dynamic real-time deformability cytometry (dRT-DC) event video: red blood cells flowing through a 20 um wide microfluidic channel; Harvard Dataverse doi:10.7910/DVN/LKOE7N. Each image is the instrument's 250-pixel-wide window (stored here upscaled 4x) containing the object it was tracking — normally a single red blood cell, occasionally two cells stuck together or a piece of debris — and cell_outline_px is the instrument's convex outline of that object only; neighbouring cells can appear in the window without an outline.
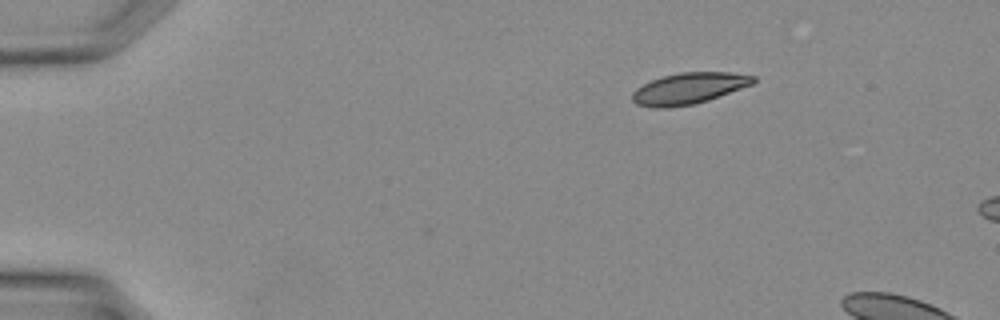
{"species": "Egyptian fruit bat (a non-hibernating species)", "species_latin": "Rousettus aegyptiacus", "temperature_condition": "warm", "stored_images_in_passage": 5, "camera_frame_rate_fps": 3000, "um_per_image_px": 0.085, "animal": {"sex": "female"}, "frame": {"image": 1, "passage_image": 1, "time_ms": 0.0, "image_size_px": [1000, 320], "cell_outline_px": [[756, 80], [752, 84], [708, 100], [692, 104], [668, 108], [652, 108], [636, 104], [632, 100], [632, 92], [636, 88], [652, 80], [664, 76], [680, 72], [732, 72], [756, 76]], "centroid_in_image_um": [58.53, 7.51], "position_along_channel_um": 26.5, "area_um2": 21.96}}